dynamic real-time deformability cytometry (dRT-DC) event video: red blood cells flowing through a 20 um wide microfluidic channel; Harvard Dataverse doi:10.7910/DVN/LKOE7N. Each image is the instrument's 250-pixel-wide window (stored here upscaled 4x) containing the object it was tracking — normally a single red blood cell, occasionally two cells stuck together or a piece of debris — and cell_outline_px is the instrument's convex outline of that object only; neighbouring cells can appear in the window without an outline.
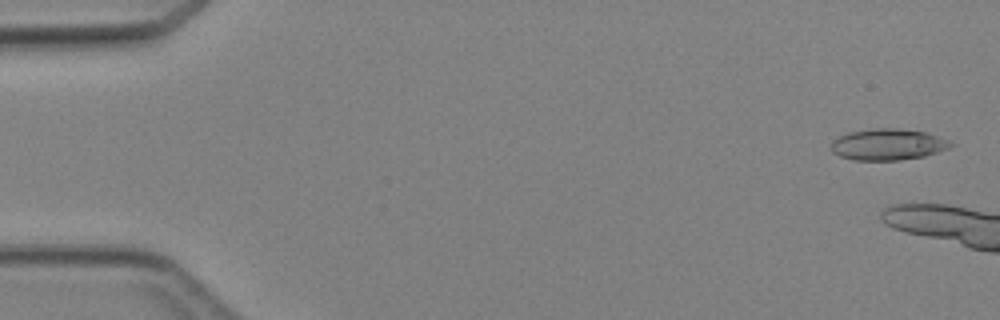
{"species": "Egyptian fruit bat (a non-hibernating species)", "species_latin": "Rousettus aegyptiacus", "temperature_condition": "cold", "stored_images_in_passage": 3, "camera_frame_rate_fps": 3000, "um_per_image_px": 0.085, "animal": {"sex": "female"}, "frame": {"image": 1, "passage_image": 1, "time_ms": 0.0, "image_size_px": [1000, 320], "cell_outline_px": [[952, 144], [948, 148], [924, 156], [900, 160], [852, 160], [840, 156], [832, 152], [832, 140], [848, 132], [876, 128], [896, 128], [924, 132], [948, 140]], "centroid_in_image_um": [75.42, 12.28], "position_along_channel_um": 9.6, "area_um2": 21.56}}